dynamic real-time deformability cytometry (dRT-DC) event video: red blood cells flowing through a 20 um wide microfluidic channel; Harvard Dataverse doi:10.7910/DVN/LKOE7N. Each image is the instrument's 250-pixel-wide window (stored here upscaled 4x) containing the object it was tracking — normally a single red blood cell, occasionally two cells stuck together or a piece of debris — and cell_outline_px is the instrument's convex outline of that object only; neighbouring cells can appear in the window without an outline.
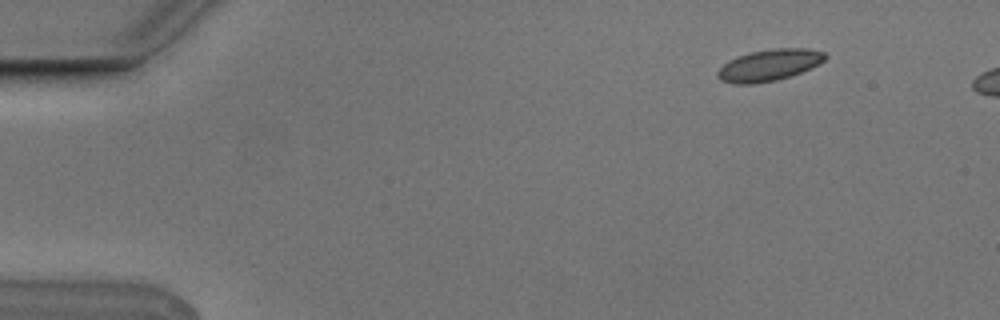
{"species": "Egyptian fruit bat (a non-hibernating species)", "species_latin": "Rousettus aegyptiacus", "temperature_condition": "cold", "stored_images_in_passage": 7, "camera_frame_rate_fps": 3000, "um_per_image_px": 0.085, "animal": {"sex": "male"}, "frame": {"image": 1, "passage_image": 2, "time_ms": 0.333, "image_size_px": [1000, 320], "cell_outline_px": [[828, 56], [820, 64], [812, 68], [776, 80], [756, 84], [732, 84], [720, 80], [716, 76], [716, 72], [728, 60], [736, 56], [752, 52], [772, 48], [808, 48], [824, 52]], "centroid_in_image_um": [65.36, 5.54], "position_along_channel_um": 19.6, "area_um2": 19.94}}